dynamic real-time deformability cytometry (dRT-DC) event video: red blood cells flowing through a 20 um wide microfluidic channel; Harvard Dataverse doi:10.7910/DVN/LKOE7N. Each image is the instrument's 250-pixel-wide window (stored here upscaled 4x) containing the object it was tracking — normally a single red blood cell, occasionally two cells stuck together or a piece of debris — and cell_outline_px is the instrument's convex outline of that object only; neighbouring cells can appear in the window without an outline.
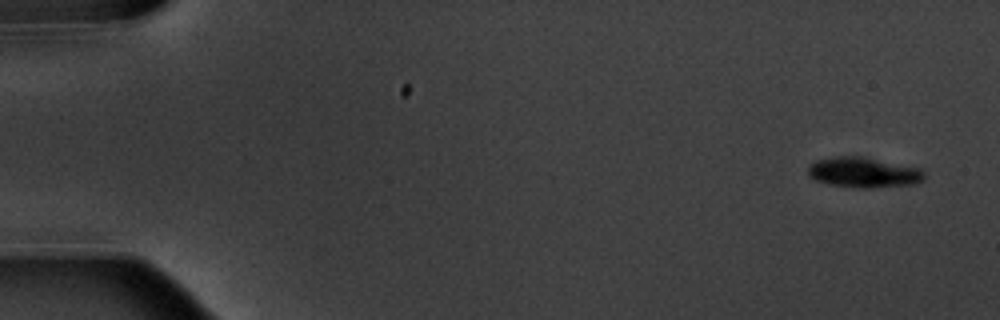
{"species": "common noctule bat (a hibernating species)", "species_latin": "Nyctalus noctula", "temperature_condition": "warm", "stored_images_in_passage": 13, "camera_frame_rate_fps": 3000, "um_per_image_px": 0.085, "animal": {"sex": "male", "body_mass_g": 20.1, "forearm_length_mm": 53.5}, "frame": {"image": 1, "passage_image": 1, "time_ms": 0.0, "image_size_px": [1000, 320], "cell_outline_px": [[924, 180], [916, 184], [868, 188], [860, 188], [832, 184], [816, 180], [808, 176], [808, 164], [816, 160], [836, 156], [864, 156], [920, 168], [924, 172]], "centroid_in_image_um": [73.41, 14.64], "position_along_channel_um": 11.6, "area_um2": 20.63}}
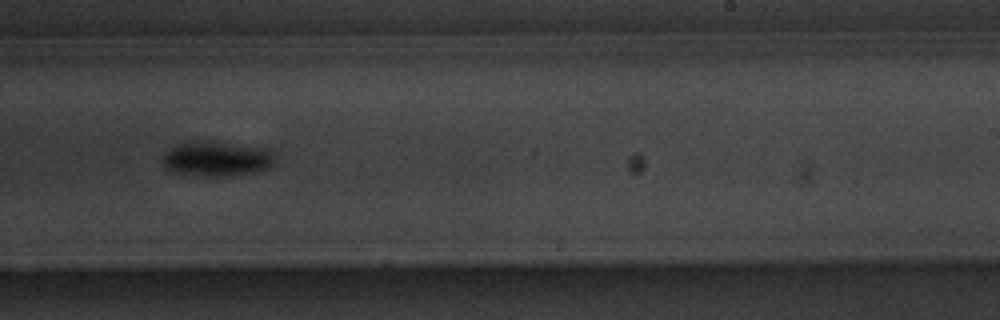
{"frame": {"image": 2, "passage_image": 10, "time_ms": 11.0, "image_size_px": [1000, 320], "cell_outline_px": [[276, 156], [272, 164], [268, 168], [256, 172], [220, 176], [208, 176], [176, 172], [164, 168], [164, 156], [172, 148], [180, 144], [192, 140], [212, 140], [264, 148], [272, 152]], "centroid_in_image_um": [18.46, 13.47], "position_along_channel_um": 270.5, "area_um2": 22.66}}
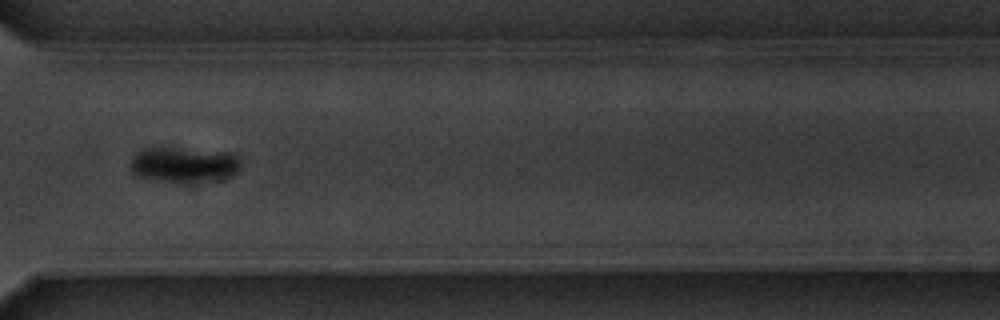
{"frame": {"image": 3, "passage_image": 12, "time_ms": 13.333, "image_size_px": [1000, 320], "cell_outline_px": [[240, 168], [236, 172], [220, 180], [152, 180], [136, 176], [132, 172], [132, 156], [144, 148], [180, 148], [224, 152], [232, 156], [240, 164]], "centroid_in_image_um": [15.56, 13.98], "position_along_channel_um": 355.0, "area_um2": 21.79}, "authors_computed_cell_mechanics": {"area_um2": 21.7906, "velocity_mm_per_s": 3.6213, "shape_relaxation_time_tau1_ms": 1.1785, "shape_relaxation_time_tau2_ms": null, "deformation_change_tau1": 0.0948, "deformation_change_tau2": null}}